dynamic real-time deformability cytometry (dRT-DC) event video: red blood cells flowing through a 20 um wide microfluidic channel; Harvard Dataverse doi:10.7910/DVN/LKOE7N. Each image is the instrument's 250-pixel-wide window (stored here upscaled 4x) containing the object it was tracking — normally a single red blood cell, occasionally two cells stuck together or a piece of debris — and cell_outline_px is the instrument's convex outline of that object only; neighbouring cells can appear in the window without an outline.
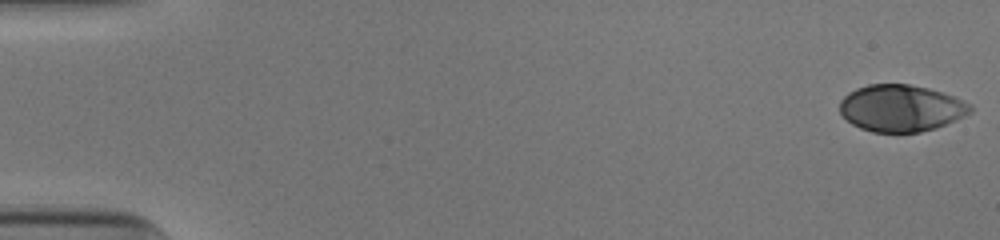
{"species": "human", "species_latin": "Homo sapiens", "temperature_condition": "cold", "stored_images_in_passage": 52, "camera_frame_rate_fps": 3000, "um_per_image_px": 0.085, "donor": {"sex": "male"}, "frame": {"image": 1, "passage_image": 1, "time_ms": 0.0, "image_size_px": [1000, 240], "cell_outline_px": [[972, 112], [956, 120], [936, 128], [920, 132], [872, 132], [860, 128], [852, 124], [840, 112], [840, 100], [848, 92], [856, 88], [868, 84], [908, 84], [928, 88], [952, 96], [972, 104]], "centroid_in_image_um": [76.58, 9.19], "position_along_channel_um": 8.4, "area_um2": 35.6}}
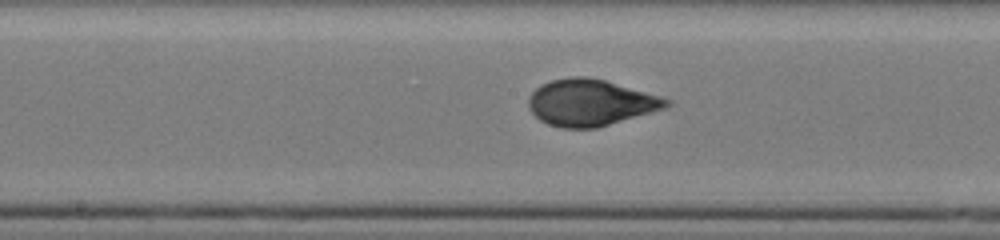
{"frame": {"image": 2, "passage_image": 28, "time_ms": 9.0, "image_size_px": [1000, 240], "cell_outline_px": [[672, 104], [668, 108], [596, 128], [560, 128], [548, 124], [540, 120], [528, 108], [528, 96], [540, 84], [552, 80], [572, 76], [588, 76], [604, 80], [660, 96], [672, 100]], "centroid_in_image_um": [50.2, 8.72], "position_along_channel_um": 198.0, "area_um2": 37.51}}
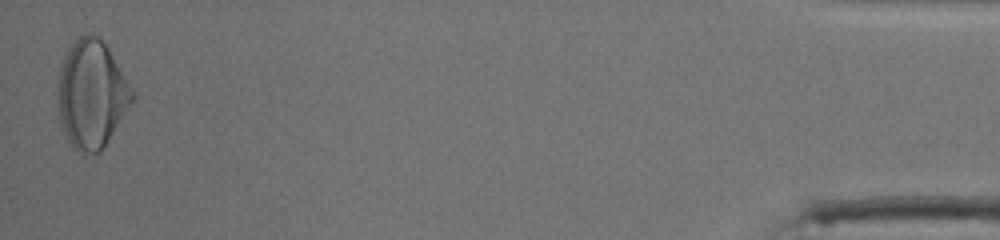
{"frame": {"image": 3, "passage_image": 52, "time_ms": 17.0, "image_size_px": [1000, 240], "cell_outline_px": [[136, 96], [100, 152], [80, 152], [68, 140], [64, 132], [56, 108], [56, 76], [64, 52], [68, 44], [80, 36], [88, 32], [92, 32], [100, 36], [104, 40], [136, 92]], "centroid_in_image_um": [7.75, 7.9], "position_along_channel_um": 427.5, "area_um2": 47.97}, "authors_computed_cell_mechanics": {"area_um2": 36.9342, "velocity_mm_per_s": 3.9242, "shape_relaxation_time_tau1_ms": 4.7634, "shape_relaxation_time_tau2_ms": null, "deformation_change_tau1": 0.1991, "deformation_change_tau2": null}}